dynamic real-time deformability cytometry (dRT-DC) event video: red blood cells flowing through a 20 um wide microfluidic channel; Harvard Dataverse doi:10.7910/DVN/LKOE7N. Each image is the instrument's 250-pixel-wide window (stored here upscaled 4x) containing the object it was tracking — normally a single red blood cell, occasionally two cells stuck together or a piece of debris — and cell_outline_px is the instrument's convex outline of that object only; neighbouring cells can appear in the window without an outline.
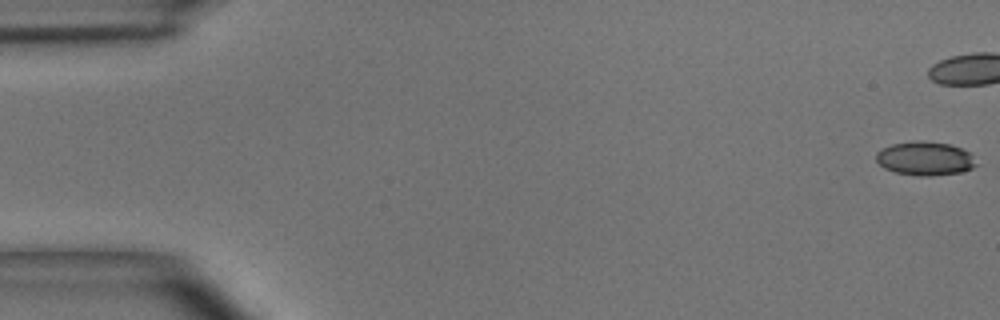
{"species": "common noctule bat (a hibernating species)", "species_latin": "Nyctalus noctula", "temperature_condition": "room temperature", "stored_images_in_passage": 3, "camera_frame_rate_fps": 3000, "um_per_image_px": 0.085, "animal": {"sex": "male", "body_mass_g": 15.6}, "frame": {"image": 1, "passage_image": 1, "time_ms": 0.0, "image_size_px": [1000, 320], "cell_outline_px": [[976, 164], [972, 168], [960, 172], [932, 176], [920, 176], [896, 172], [884, 168], [876, 160], [876, 152], [892, 144], [948, 144], [960, 148], [968, 152]], "centroid_in_image_um": [78.61, 13.53], "position_along_channel_um": 6.4, "area_um2": 18.55}}